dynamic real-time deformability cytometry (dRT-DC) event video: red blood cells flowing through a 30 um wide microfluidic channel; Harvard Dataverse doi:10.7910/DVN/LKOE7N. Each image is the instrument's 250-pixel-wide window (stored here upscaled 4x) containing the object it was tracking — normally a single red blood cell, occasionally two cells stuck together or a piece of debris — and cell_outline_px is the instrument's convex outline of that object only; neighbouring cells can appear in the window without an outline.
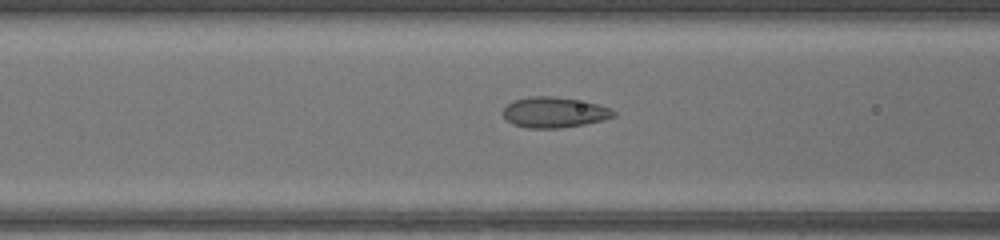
{"species": "common noctule bat (a hibernating species)", "species_latin": "Nyctalus noctula", "temperature_condition": "warm", "stored_images_in_passage": 48, "camera_frame_rate_fps": 3000, "um_per_image_px": 0.085, "animal": {"sex": "female", "body_mass_g": 17.0, "forearm_length_mm": 48.0}, "frame": {"image": 1, "passage_image": 20, "time_ms": 6.333, "image_size_px": [1000, 240], "cell_outline_px": [[616, 116], [584, 124], [560, 128], [528, 128], [512, 124], [504, 116], [504, 108], [508, 104], [516, 100], [528, 96], [552, 96], [600, 104], [616, 112]], "centroid_in_image_um": [47.11, 9.55], "position_along_channel_um": 119.5, "area_um2": 19.42}}
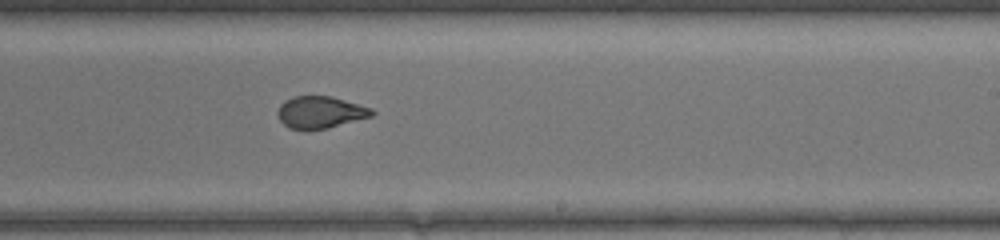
{"frame": {"image": 2, "passage_image": 30, "time_ms": 9.667, "image_size_px": [1000, 240], "cell_outline_px": [[376, 112], [372, 116], [328, 128], [288, 128], [280, 120], [276, 112], [280, 104], [284, 100], [292, 96], [332, 96], [372, 108]], "centroid_in_image_um": [27.22, 9.51], "position_along_channel_um": 261.8, "area_um2": 17.46}}
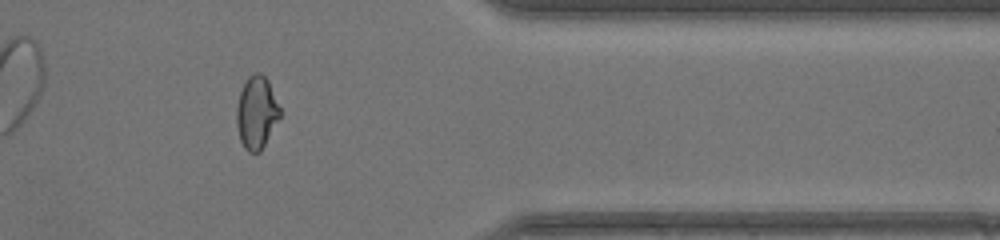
{"frame": {"image": 3, "passage_image": 40, "time_ms": 13.0, "image_size_px": [1000, 240], "cell_outline_px": [[284, 112], [260, 152], [248, 152], [244, 148], [240, 140], [236, 124], [236, 108], [240, 92], [248, 76], [252, 72], [260, 72], [268, 80]], "centroid_in_image_um": [21.84, 9.55], "position_along_channel_um": 389.6, "area_um2": 18.84}, "authors_computed_cell_mechanics": {"area_um2": 19.652, "velocity_mm_per_s": 4.2733, "shape_relaxation_time_tau1_ms": null, "shape_relaxation_time_tau2_ms": 0.6392, "deformation_change_tau1": null, "deformation_change_tau2": 0.0727}}